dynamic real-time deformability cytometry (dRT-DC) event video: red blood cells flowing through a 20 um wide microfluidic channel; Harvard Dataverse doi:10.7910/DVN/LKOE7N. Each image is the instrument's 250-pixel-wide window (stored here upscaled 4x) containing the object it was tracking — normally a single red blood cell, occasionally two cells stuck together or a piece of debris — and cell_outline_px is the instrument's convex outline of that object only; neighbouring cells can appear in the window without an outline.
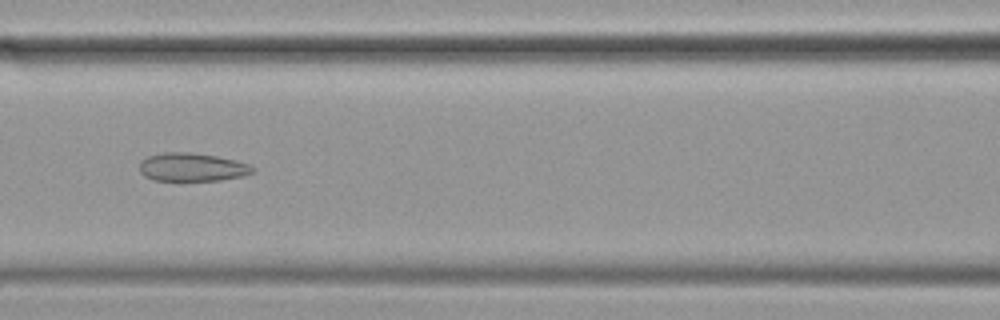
{"species": "common noctule bat (a hibernating species)", "species_latin": "Nyctalus noctula", "temperature_condition": "cold", "stored_images_in_passage": 57, "camera_frame_rate_fps": 3000, "um_per_image_px": 0.085, "animal": {"sex": "female", "body_mass_g": 19.9}, "frame": {"image": 1, "passage_image": 25, "time_ms": 8.0, "image_size_px": [1000, 320], "cell_outline_px": [[256, 172], [244, 176], [220, 180], [152, 180], [144, 176], [140, 172], [140, 160], [148, 156], [164, 152], [188, 152], [216, 156], [236, 160], [248, 164], [256, 168]], "centroid_in_image_um": [16.35, 14.21], "position_along_channel_um": 150.3, "area_um2": 18.79}}
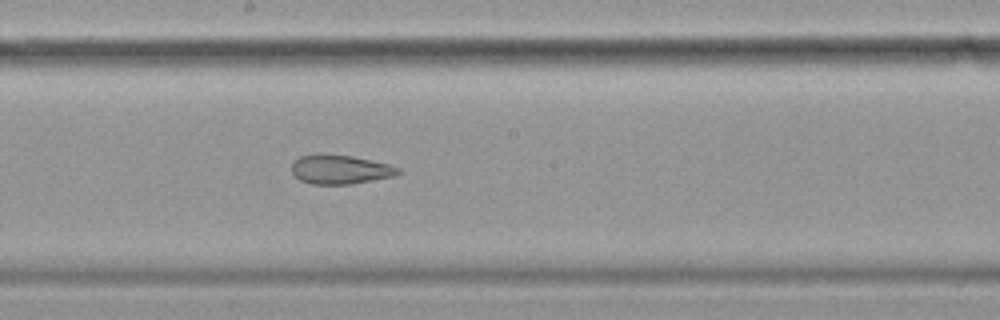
{"frame": {"image": 2, "passage_image": 31, "time_ms": 10.0, "image_size_px": [1000, 320], "cell_outline_px": [[400, 172], [392, 176], [352, 184], [312, 184], [300, 180], [292, 172], [292, 164], [300, 156], [316, 152], [320, 152], [352, 156], [388, 164], [400, 168]], "centroid_in_image_um": [28.87, 14.38], "position_along_channel_um": 219.3, "area_um2": 18.15}}
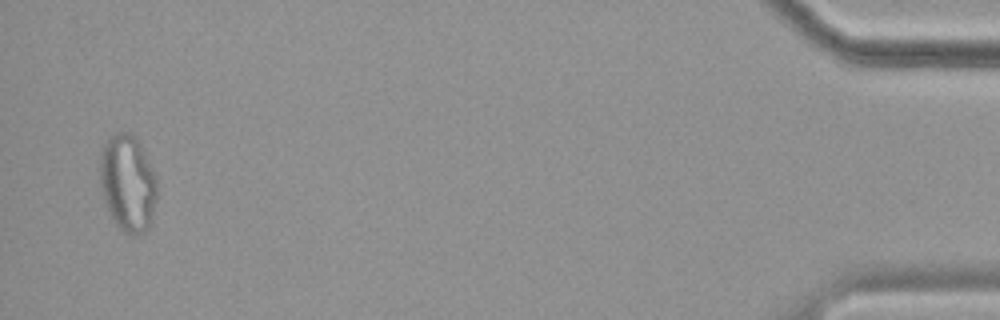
{"frame": {"image": 3, "passage_image": 56, "time_ms": 18.333, "image_size_px": [1000, 320], "cell_outline_px": [[156, 196], [152, 216], [148, 228], [144, 232], [136, 236], [124, 232], [116, 224], [104, 200], [100, 184], [100, 152], [104, 144], [116, 132], [128, 132], [136, 136], [156, 176]], "centroid_in_image_um": [10.85, 15.55], "position_along_channel_um": 424.3, "area_um2": 31.96}, "authors_computed_cell_mechanics": {"area_um2": 24.565, "velocity_mm_per_s": 3.4802, "shape_relaxation_time_tau1_ms": null, "shape_relaxation_time_tau2_ms": 2.4463, "deformation_change_tau1": null, "deformation_change_tau2": 0.0857}}